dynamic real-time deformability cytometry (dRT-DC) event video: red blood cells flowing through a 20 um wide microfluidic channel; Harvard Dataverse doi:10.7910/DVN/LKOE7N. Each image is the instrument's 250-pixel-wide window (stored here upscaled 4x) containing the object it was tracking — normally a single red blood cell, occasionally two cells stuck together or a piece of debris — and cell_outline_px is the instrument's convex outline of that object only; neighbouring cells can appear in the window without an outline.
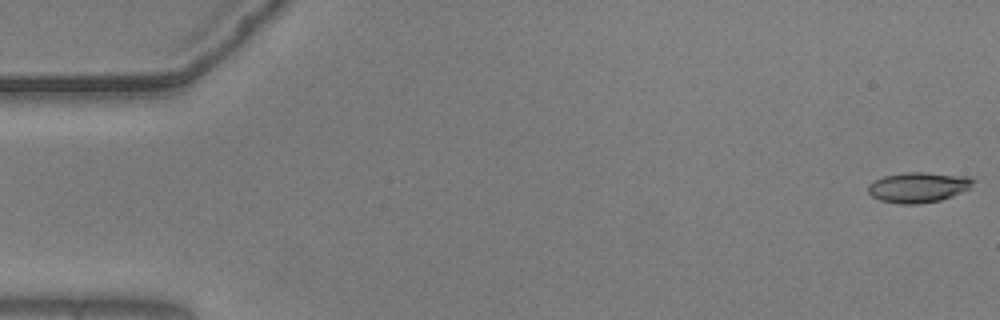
{"species": "common noctule bat (a hibernating species)", "species_latin": "Nyctalus noctula", "temperature_condition": "warm", "stored_images_in_passage": 21, "camera_frame_rate_fps": 3000, "um_per_image_px": 0.085, "animal": {"sex": "male", "body_mass_g": 20.5, "forearm_length_mm": 52.5}, "frame": {"image": 1, "passage_image": 1, "time_ms": 0.0, "image_size_px": [1000, 320], "cell_outline_px": [[976, 180], [968, 188], [952, 196], [940, 200], [920, 204], [900, 204], [880, 200], [872, 196], [868, 192], [868, 184], [872, 180], [884, 176], [908, 172], [924, 172], [968, 176]], "centroid_in_image_um": [78.02, 15.91], "position_along_channel_um": 7.0, "area_um2": 18.55}}
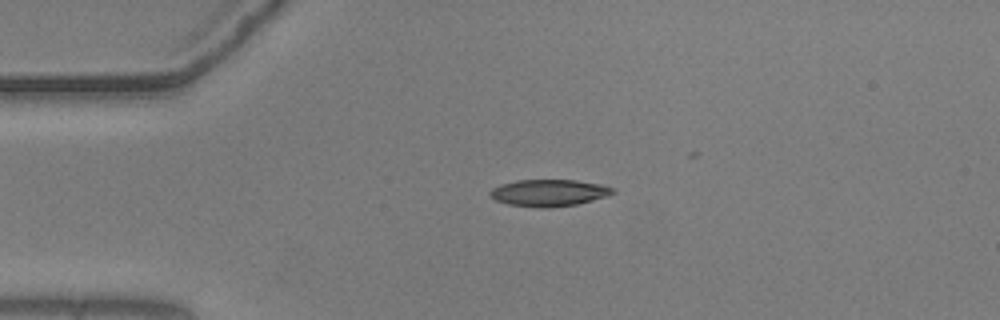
{"frame": {"image": 2, "passage_image": 13, "time_ms": 4.0, "image_size_px": [1000, 320], "cell_outline_px": [[616, 192], [608, 196], [576, 204], [548, 208], [540, 208], [508, 204], [496, 200], [488, 192], [492, 188], [500, 184], [516, 180], [576, 180], [600, 184], [616, 188]], "centroid_in_image_um": [46.68, 16.38], "position_along_channel_um": 38.3, "area_um2": 19.25}}
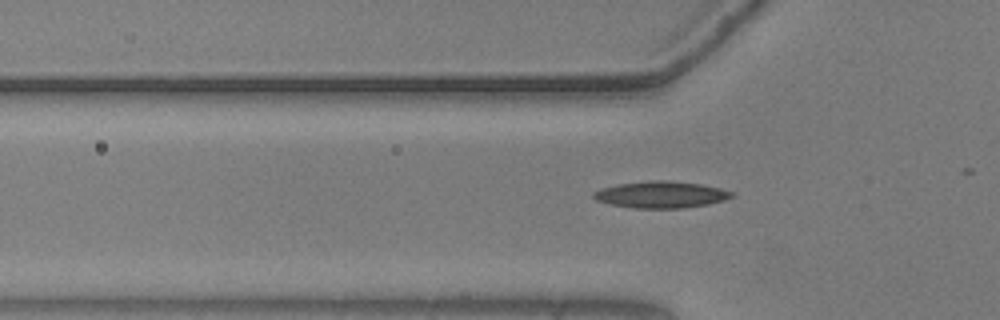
{"frame": {"image": 3, "passage_image": 18, "time_ms": 5.667, "image_size_px": [1000, 320], "cell_outline_px": [[736, 196], [724, 200], [708, 204], [684, 208], [632, 208], [612, 204], [596, 200], [592, 196], [592, 192], [600, 188], [616, 184], [648, 180], [672, 180], [700, 184], [720, 188], [732, 192]], "centroid_in_image_um": [56.17, 16.53], "position_along_channel_um": 69.6, "area_um2": 21.68}}